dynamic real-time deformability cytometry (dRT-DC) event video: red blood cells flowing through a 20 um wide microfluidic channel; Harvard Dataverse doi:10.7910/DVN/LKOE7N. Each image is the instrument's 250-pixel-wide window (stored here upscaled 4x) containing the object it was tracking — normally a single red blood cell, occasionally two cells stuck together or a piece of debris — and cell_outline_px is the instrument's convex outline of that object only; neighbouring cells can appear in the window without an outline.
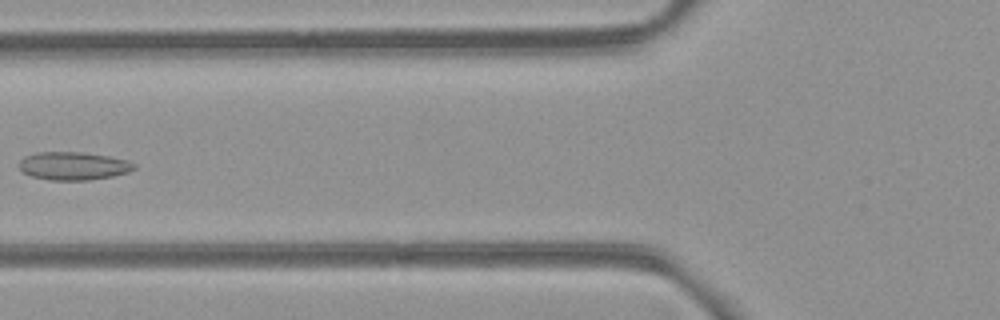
{"species": "common noctule bat (a hibernating species)", "species_latin": "Nyctalus noctula", "temperature_condition": "room temperature", "stored_images_in_passage": 7, "camera_frame_rate_fps": 3000, "um_per_image_px": 0.085, "animal": {"sex": "female", "body_mass_g": 21.9}, "frame": {"image": 1, "passage_image": 6, "time_ms": 6.667, "image_size_px": [1000, 320], "cell_outline_px": [[136, 168], [128, 172], [112, 176], [88, 180], [48, 180], [32, 176], [24, 172], [20, 168], [20, 160], [24, 156], [36, 152], [80, 152], [108, 156], [128, 160], [136, 164]], "centroid_in_image_um": [6.25, 14.1], "position_along_channel_um": 119.5, "area_um2": 18.79}}
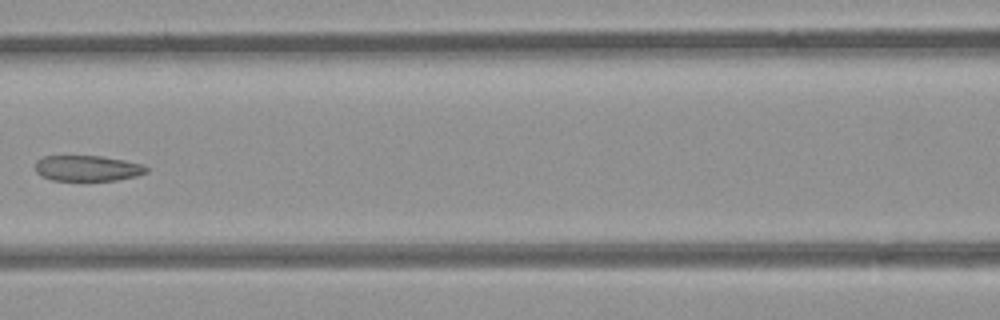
{"frame": {"image": 2, "passage_image": 7, "time_ms": 7.667, "image_size_px": [1000, 320], "cell_outline_px": [[148, 172], [136, 176], [116, 180], [84, 184], [52, 180], [40, 176], [36, 172], [36, 160], [44, 156], [100, 156], [124, 160], [144, 164], [148, 168]], "centroid_in_image_um": [7.42, 14.36], "position_along_channel_um": 159.2, "area_um2": 17.57}}